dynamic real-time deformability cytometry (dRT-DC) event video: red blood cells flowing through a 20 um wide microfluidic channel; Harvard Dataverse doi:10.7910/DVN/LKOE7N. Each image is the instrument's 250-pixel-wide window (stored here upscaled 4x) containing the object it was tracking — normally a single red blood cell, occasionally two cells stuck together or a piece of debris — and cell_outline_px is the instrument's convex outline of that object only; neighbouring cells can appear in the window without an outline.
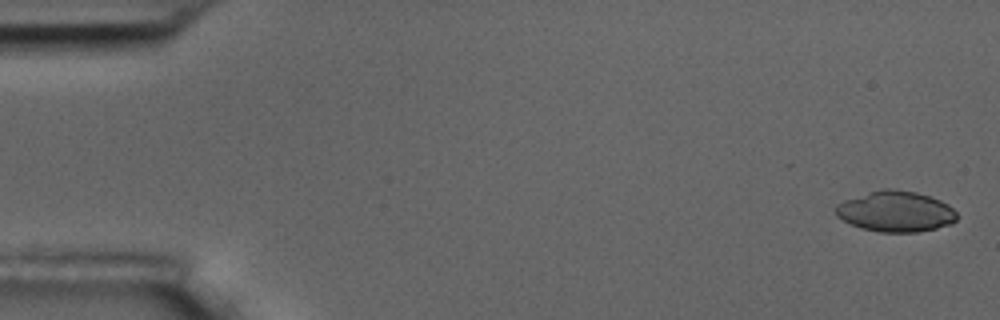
{"species": "common noctule bat (a hibernating species)", "species_latin": "Nyctalus noctula", "temperature_condition": "room temperature", "stored_images_in_passage": 11, "camera_frame_rate_fps": 3000, "um_per_image_px": 0.085, "animal": {"sex": "male", "body_mass_g": 17.5, "forearm_length_mm": 52.3}, "frame": {"image": 1, "passage_image": 1, "time_ms": 0.0, "image_size_px": [1000, 320], "cell_outline_px": [[956, 220], [952, 224], [936, 228], [916, 232], [880, 232], [860, 228], [836, 216], [836, 204], [844, 200], [868, 192], [884, 188], [896, 188], [916, 192], [940, 200], [948, 204], [956, 212]], "centroid_in_image_um": [76.13, 17.97], "position_along_channel_um": 8.9, "area_um2": 28.78}}